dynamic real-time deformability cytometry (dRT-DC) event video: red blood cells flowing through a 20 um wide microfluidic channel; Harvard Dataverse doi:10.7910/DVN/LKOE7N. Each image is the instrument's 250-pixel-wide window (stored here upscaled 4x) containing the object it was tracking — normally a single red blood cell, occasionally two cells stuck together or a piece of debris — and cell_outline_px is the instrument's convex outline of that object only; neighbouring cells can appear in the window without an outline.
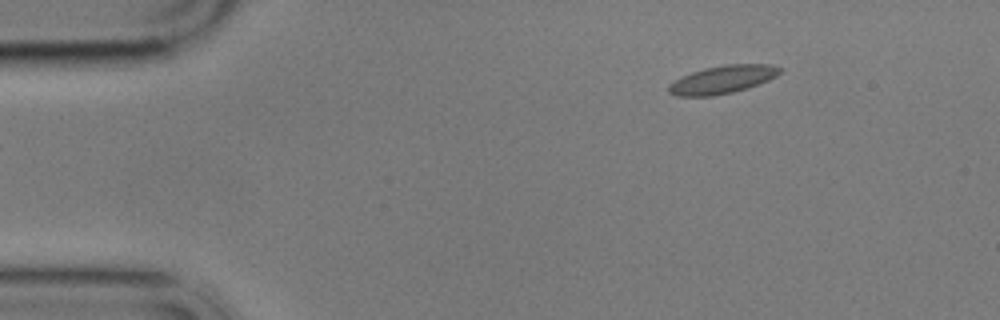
{"species": "common noctule bat (a hibernating species)", "species_latin": "Nyctalus noctula", "temperature_condition": "cold", "stored_images_in_passage": 2, "camera_frame_rate_fps": 3000, "um_per_image_px": 0.085, "animal": {"sex": "male", "body_mass_g": 17.9}, "frame": {"image": 1, "passage_image": 2, "time_ms": 1.0, "image_size_px": [1000, 320], "cell_outline_px": [[784, 68], [776, 76], [768, 80], [748, 88], [732, 92], [712, 96], [676, 96], [668, 92], [668, 84], [692, 72], [704, 68], [728, 64], [772, 64]], "centroid_in_image_um": [61.44, 6.76], "position_along_channel_um": 23.6, "area_um2": 18.09}}